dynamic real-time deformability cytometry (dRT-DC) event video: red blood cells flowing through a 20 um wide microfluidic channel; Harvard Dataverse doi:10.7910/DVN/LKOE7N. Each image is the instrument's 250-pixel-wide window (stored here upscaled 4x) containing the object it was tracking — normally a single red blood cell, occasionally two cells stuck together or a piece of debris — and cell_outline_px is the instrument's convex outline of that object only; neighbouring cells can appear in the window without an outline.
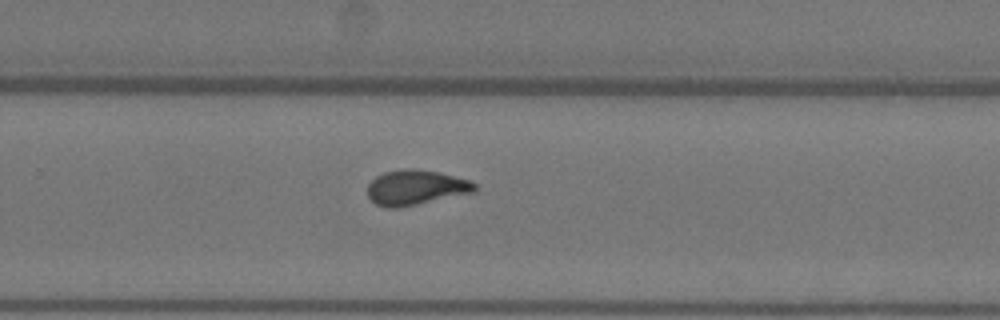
{"species": "Egyptian fruit bat (a non-hibernating species)", "species_latin": "Rousettus aegyptiacus", "temperature_condition": "warm", "stored_images_in_passage": 12, "camera_frame_rate_fps": 3000, "um_per_image_px": 0.085, "animal": {"sex": "female"}, "frame": {"image": 1, "passage_image": 11, "time_ms": 3.333, "image_size_px": [1000, 320], "cell_outline_px": [[476, 192], [396, 208], [384, 208], [376, 204], [368, 196], [368, 184], [376, 176], [384, 172], [400, 168], [416, 168], [436, 172], [468, 180], [476, 184]], "centroid_in_image_um": [35.31, 15.93], "position_along_channel_um": 294.5, "area_um2": 21.79}}